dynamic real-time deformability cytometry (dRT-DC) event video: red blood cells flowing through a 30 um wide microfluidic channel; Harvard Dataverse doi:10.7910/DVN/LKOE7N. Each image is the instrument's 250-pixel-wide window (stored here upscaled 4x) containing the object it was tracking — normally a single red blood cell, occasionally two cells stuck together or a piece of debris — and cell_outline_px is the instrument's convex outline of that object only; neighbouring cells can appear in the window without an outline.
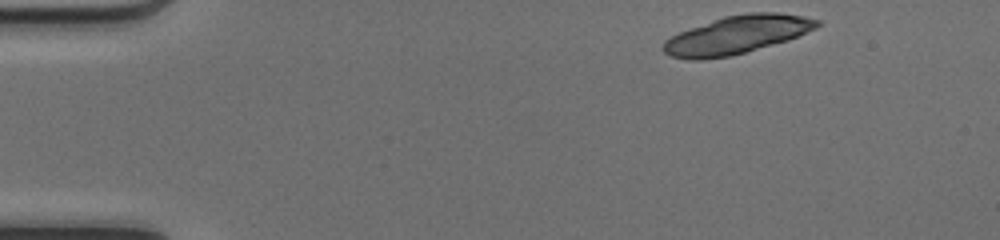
{"species": "common noctule bat (a hibernating species)", "species_latin": "Nyctalus noctula", "temperature_condition": "cold", "stored_images_in_passage": 30, "camera_frame_rate_fps": 3000, "um_per_image_px": 0.085, "animal": {"sex": "female", "body_mass_g": 17.0, "forearm_length_mm": 48.0}, "frame": {"image": 1, "passage_image": 1, "time_ms": 0.0, "image_size_px": [1000, 240], "cell_outline_px": [[820, 24], [816, 28], [788, 40], [744, 52], [728, 56], [700, 60], [688, 60], [672, 56], [664, 52], [660, 48], [664, 40], [680, 32], [724, 16], [748, 12], [776, 12], [804, 16], [820, 20]], "centroid_in_image_um": [62.63, 2.96], "position_along_channel_um": 22.4, "area_um2": 33.87}}